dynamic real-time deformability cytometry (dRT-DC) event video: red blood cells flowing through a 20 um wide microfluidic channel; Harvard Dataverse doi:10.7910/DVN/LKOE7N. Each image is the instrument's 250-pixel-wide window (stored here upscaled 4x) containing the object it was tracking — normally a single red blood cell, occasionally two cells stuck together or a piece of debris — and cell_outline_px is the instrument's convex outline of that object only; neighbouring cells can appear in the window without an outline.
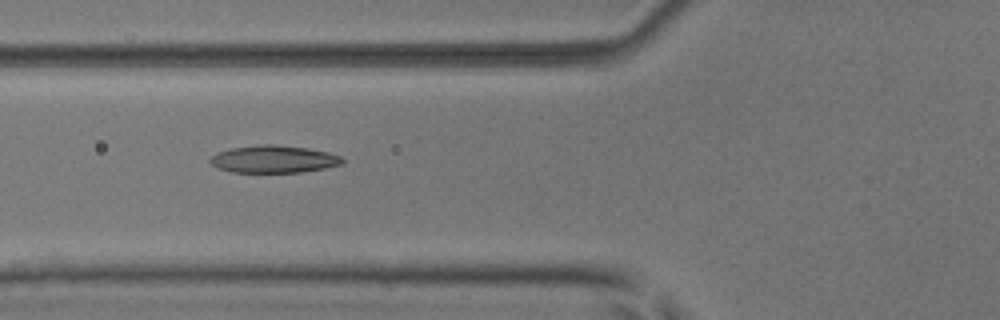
{"species": "common noctule bat (a hibernating species)", "species_latin": "Nyctalus noctula", "temperature_condition": "room temperature", "stored_images_in_passage": 5, "camera_frame_rate_fps": 3000, "um_per_image_px": 0.085, "animal": {"sex": "male", "body_mass_g": 17.9, "forearm_length_mm": 54.2}, "frame": {"image": 1, "passage_image": 5, "time_ms": 4.667, "image_size_px": [1000, 320], "cell_outline_px": [[344, 160], [340, 164], [324, 168], [300, 172], [232, 172], [220, 168], [212, 164], [208, 160], [216, 152], [232, 148], [260, 144], [272, 144], [308, 148], [328, 152], [340, 156]], "centroid_in_image_um": [23.24, 13.52], "position_along_channel_um": 102.6, "area_um2": 20.92}}